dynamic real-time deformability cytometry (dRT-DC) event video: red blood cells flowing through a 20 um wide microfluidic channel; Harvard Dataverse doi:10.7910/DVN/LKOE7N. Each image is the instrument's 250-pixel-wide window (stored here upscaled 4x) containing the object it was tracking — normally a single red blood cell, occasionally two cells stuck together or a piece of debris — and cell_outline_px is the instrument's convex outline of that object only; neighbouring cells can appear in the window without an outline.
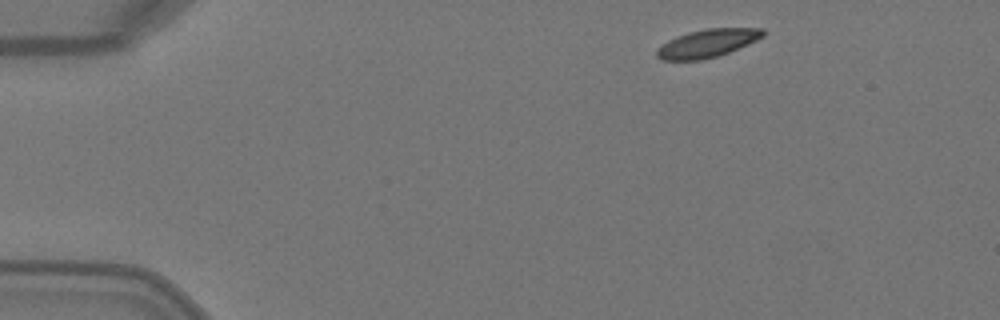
{"species": "Egyptian fruit bat (a non-hibernating species)", "species_latin": "Rousettus aegyptiacus", "temperature_condition": "warm", "stored_images_in_passage": 3, "camera_frame_rate_fps": 3000, "um_per_image_px": 0.085, "animal": {"sex": "female"}, "frame": {"image": 1, "passage_image": 1, "time_ms": 0.0, "image_size_px": [1000, 320], "cell_outline_px": [[764, 36], [756, 40], [728, 52], [716, 56], [700, 60], [664, 60], [656, 56], [656, 52], [668, 40], [676, 36], [688, 32], [708, 28], [764, 28]], "centroid_in_image_um": [60.13, 3.67], "position_along_channel_um": 24.9, "area_um2": 17.05}}